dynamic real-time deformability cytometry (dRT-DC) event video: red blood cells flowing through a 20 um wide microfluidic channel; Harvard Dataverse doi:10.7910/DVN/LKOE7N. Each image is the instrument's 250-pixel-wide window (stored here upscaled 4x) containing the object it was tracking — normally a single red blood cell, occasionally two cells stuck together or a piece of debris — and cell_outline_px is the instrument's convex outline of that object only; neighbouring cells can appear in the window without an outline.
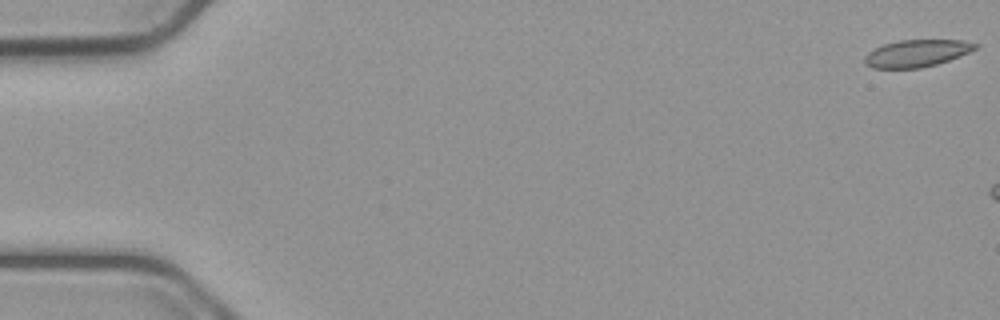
{"species": "common noctule bat (a hibernating species)", "species_latin": "Nyctalus noctula", "temperature_condition": "cold", "stored_images_in_passage": 8, "camera_frame_rate_fps": 3000, "um_per_image_px": 0.085, "animal": {"sex": "male", "body_mass_g": 23.1, "forearm_length_mm": 52.7}, "frame": {"image": 1, "passage_image": 1, "time_ms": 0.0, "image_size_px": [1000, 320], "cell_outline_px": [[980, 44], [976, 48], [968, 52], [948, 60], [936, 64], [920, 68], [872, 68], [864, 64], [864, 56], [868, 52], [884, 44], [900, 40], [964, 40]], "centroid_in_image_um": [77.9, 4.53], "position_along_channel_um": 7.1, "area_um2": 17.4}}